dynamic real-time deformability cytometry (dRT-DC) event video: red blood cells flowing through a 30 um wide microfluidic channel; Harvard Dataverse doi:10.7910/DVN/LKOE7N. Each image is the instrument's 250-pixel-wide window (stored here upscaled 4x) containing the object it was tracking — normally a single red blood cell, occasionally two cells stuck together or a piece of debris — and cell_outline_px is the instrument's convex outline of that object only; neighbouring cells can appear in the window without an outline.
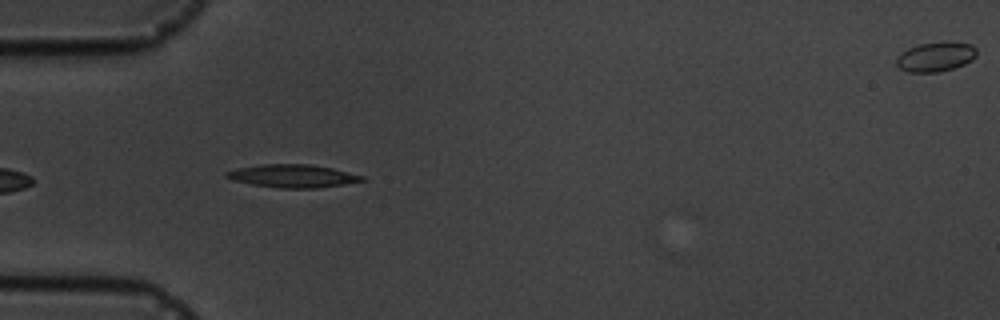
{"species": "common noctule bat (a hibernating species)", "species_latin": "Nyctalus noctula", "temperature_condition": "cold", "stored_images_in_passage": 5, "camera_frame_rate_fps": 3000, "um_per_image_px": 0.085, "animal": {"sex": "male", "body_mass_g": 19.5, "forearm_length_mm": 54.6}, "frame": {"image": 1, "passage_image": 5, "time_ms": 5.667, "image_size_px": [1000, 320], "cell_outline_px": [[368, 180], [344, 184], [316, 188], [280, 188], [252, 184], [232, 180], [224, 176], [224, 172], [236, 168], [264, 164], [308, 164], [332, 168], [364, 176]], "centroid_in_image_um": [24.87, 14.96], "position_along_channel_um": 60.1, "area_um2": 18.15}}